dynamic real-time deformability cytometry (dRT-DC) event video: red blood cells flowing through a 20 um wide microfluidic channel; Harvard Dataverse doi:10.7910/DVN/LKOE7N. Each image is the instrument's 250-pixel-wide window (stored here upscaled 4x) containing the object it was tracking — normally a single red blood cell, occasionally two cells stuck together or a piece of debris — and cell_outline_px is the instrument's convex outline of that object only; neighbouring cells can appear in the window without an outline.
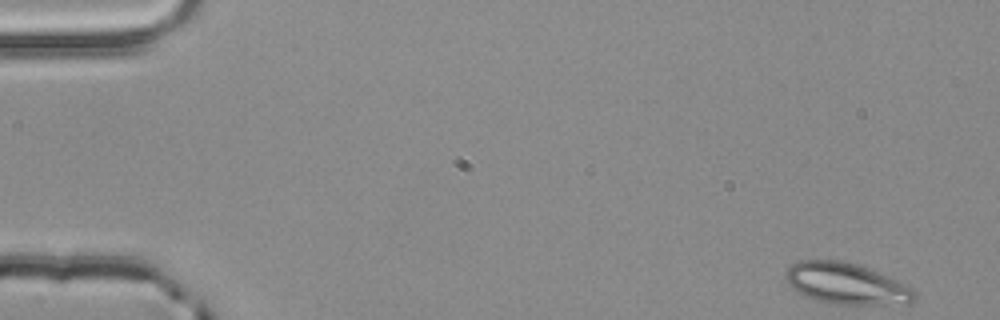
{"species": "common noctule bat (a hibernating species)", "species_latin": "Nyctalus noctula", "temperature_condition": "room temperature", "stored_images_in_passage": 53, "camera_frame_rate_fps": 3000, "um_per_image_px": 0.085, "animal": {"sex": "male", "body_mass_g": 20.4}, "frame": {"image": 1, "passage_image": 1, "time_ms": 0.0, "image_size_px": [1000, 320], "cell_outline_px": [[916, 300], [908, 304], [828, 304], [816, 300], [792, 288], [784, 280], [784, 272], [792, 264], [800, 260], [840, 260], [856, 264], [868, 268], [908, 284], [916, 292]], "centroid_in_image_um": [71.95, 24.11], "position_along_channel_um": 13.0, "area_um2": 31.21}}
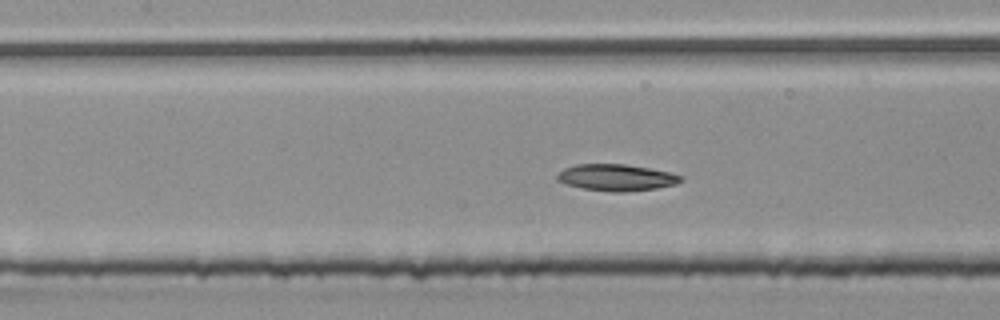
{"frame": {"image": 2, "passage_image": 23, "time_ms": 7.333, "image_size_px": [1000, 320], "cell_outline_px": [[684, 180], [676, 184], [656, 188], [624, 192], [612, 192], [580, 188], [564, 184], [556, 180], [556, 176], [564, 168], [576, 164], [624, 164], [648, 168], [668, 172], [684, 176]], "centroid_in_image_um": [52.37, 15.09], "position_along_channel_um": 155.0, "area_um2": 19.25}}
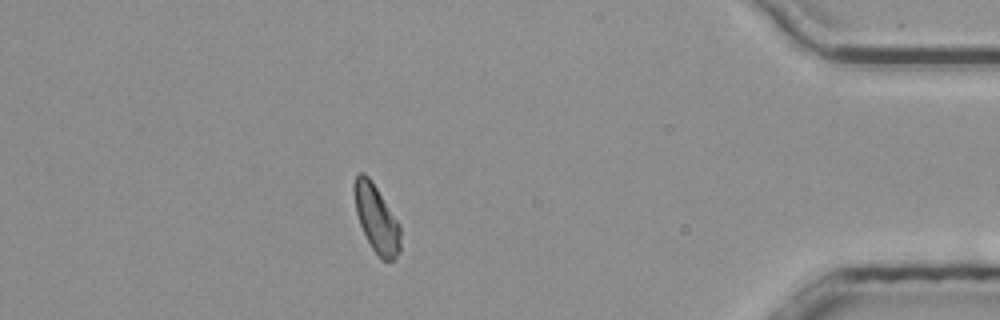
{"frame": {"image": 3, "passage_image": 46, "time_ms": 15.0, "image_size_px": [1000, 320], "cell_outline_px": [[400, 252], [396, 260], [380, 260], [372, 248], [360, 224], [356, 212], [352, 192], [352, 188], [356, 176], [360, 172], [364, 172], [368, 176], [400, 224]], "centroid_in_image_um": [31.99, 18.61], "position_along_channel_um": 403.2, "area_um2": 18.21}, "authors_computed_cell_mechanics": {"area_um2": 18.9584, "velocity_mm_per_s": 3.8473, "shape_relaxation_time_tau1_ms": 3.5695, "shape_relaxation_time_tau2_ms": 7.0601, "deformation_change_tau1": 0.1197, "deformation_change_tau2": 0.1304}}